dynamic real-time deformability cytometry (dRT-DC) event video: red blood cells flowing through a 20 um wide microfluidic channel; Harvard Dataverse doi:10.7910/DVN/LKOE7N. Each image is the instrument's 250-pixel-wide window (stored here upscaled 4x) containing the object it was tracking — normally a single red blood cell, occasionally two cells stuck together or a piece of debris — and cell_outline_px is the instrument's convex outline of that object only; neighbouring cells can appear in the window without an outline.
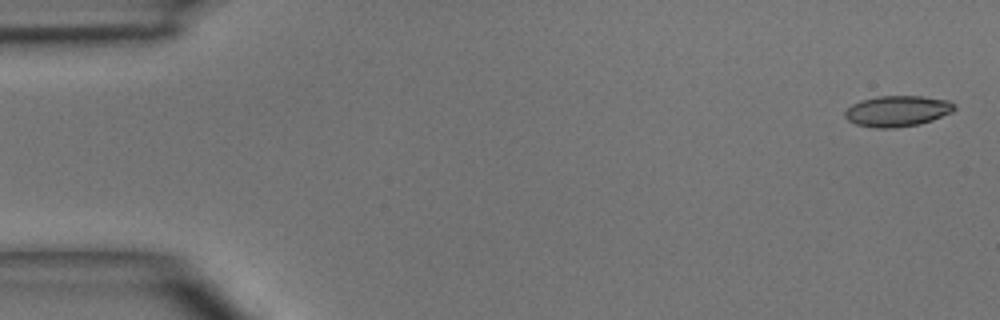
{"species": "common noctule bat (a hibernating species)", "species_latin": "Nyctalus noctula", "temperature_condition": "room temperature", "stored_images_in_passage": 5, "camera_frame_rate_fps": 3000, "um_per_image_px": 0.085, "animal": {"sex": "male", "body_mass_g": 15.6}, "frame": {"image": 1, "passage_image": 1, "time_ms": 0.0, "image_size_px": [1000, 320], "cell_outline_px": [[956, 108], [952, 112], [932, 120], [920, 124], [896, 128], [876, 128], [856, 124], [848, 120], [844, 116], [844, 112], [852, 104], [860, 100], [880, 96], [920, 96], [948, 100], [956, 104]], "centroid_in_image_um": [76.28, 9.44], "position_along_channel_um": 8.7, "area_um2": 19.77}}
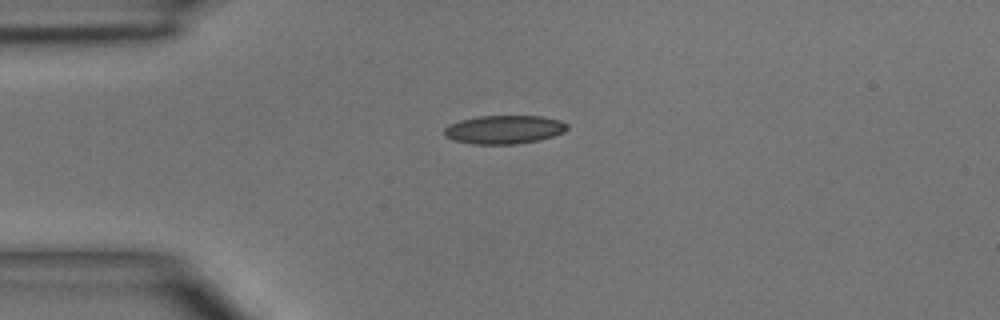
{"frame": {"image": 2, "passage_image": 4, "time_ms": 3.333, "image_size_px": [1000, 320], "cell_outline_px": [[568, 128], [564, 132], [540, 140], [516, 144], [472, 144], [452, 140], [444, 136], [444, 128], [448, 124], [460, 120], [480, 116], [540, 116], [560, 120], [568, 124]], "centroid_in_image_um": [42.83, 11.01], "position_along_channel_um": 42.2, "area_um2": 20.58}}